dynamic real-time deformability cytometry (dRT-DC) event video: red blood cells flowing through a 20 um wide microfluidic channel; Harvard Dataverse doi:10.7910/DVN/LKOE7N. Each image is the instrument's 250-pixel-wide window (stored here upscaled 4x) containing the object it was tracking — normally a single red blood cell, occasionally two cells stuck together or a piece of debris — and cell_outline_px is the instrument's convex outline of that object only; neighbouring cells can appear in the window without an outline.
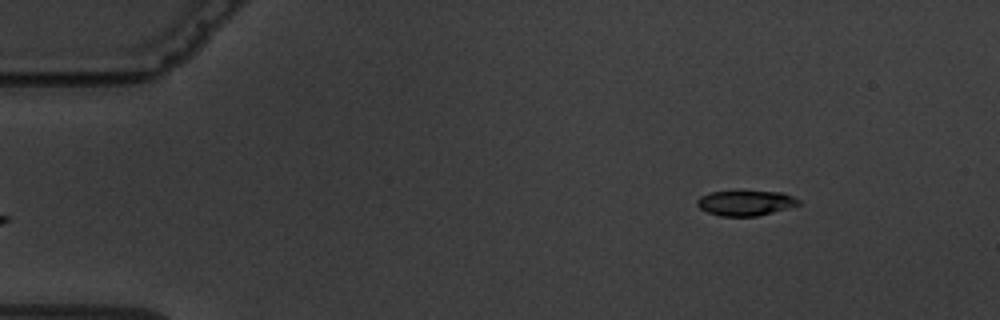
{"species": "common noctule bat (a hibernating species)", "species_latin": "Nyctalus noctula", "temperature_condition": "warm", "stored_images_in_passage": 5, "segment_of_instrument_passage": [2, 2], "camera_frame_rate_fps": 3000, "um_per_image_px": 0.085, "animal": {"sex": "male", "body_mass_g": 19.5, "forearm_length_mm": 54.6}, "frame": {"image": 1, "passage_image": 5, "time_ms": 7.0, "image_size_px": [1000, 320], "cell_outline_px": [[800, 204], [772, 212], [756, 216], [720, 216], [708, 212], [700, 208], [696, 204], [696, 200], [700, 196], [712, 192], [784, 192], [800, 200]], "centroid_in_image_um": [63.35, 17.26], "position_along_channel_um": 21.6, "area_um2": 14.57}}